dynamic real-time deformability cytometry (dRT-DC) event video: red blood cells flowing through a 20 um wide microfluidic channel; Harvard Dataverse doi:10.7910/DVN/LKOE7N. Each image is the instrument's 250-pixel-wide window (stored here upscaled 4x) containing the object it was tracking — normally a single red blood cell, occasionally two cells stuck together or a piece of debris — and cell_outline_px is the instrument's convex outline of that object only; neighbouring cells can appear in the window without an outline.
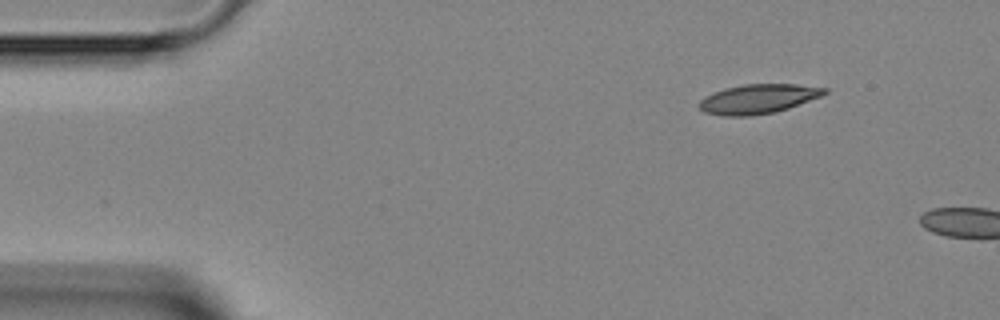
{"species": "Egyptian fruit bat (a non-hibernating species)", "species_latin": "Rousettus aegyptiacus", "temperature_condition": "room temperature", "stored_images_in_passage": 4, "camera_frame_rate_fps": 3000, "um_per_image_px": 0.085, "animal": {"sex": "female"}, "frame": {"image": 1, "passage_image": 1, "time_ms": 0.0, "image_size_px": [1000, 320], "cell_outline_px": [[828, 92], [820, 96], [788, 108], [776, 112], [752, 116], [724, 116], [704, 112], [700, 108], [700, 100], [716, 92], [728, 88], [744, 84], [796, 84], [828, 88]], "centroid_in_image_um": [64.48, 8.41], "position_along_channel_um": 20.5, "area_um2": 21.15}}